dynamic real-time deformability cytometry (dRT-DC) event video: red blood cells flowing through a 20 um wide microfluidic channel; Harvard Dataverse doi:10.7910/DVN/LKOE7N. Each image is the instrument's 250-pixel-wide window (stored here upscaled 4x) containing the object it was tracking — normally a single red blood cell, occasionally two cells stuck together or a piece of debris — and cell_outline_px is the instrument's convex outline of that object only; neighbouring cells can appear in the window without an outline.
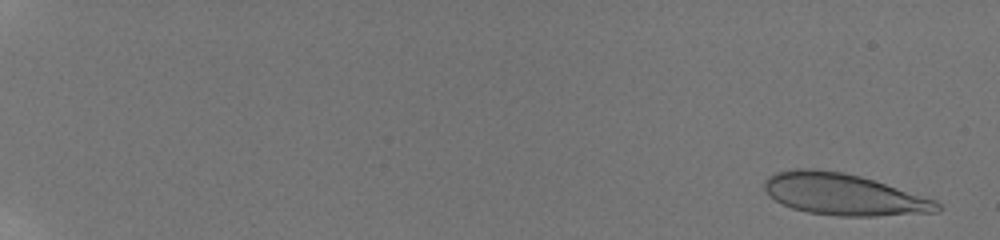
{"species": "human", "species_latin": "Homo sapiens", "temperature_condition": "room temperature", "stored_images_in_passage": 15, "camera_frame_rate_fps": 3000, "um_per_image_px": 0.085, "donor": {"sex": "male"}, "frame": {"image": 1, "passage_image": 2, "time_ms": 0.667, "image_size_px": [1000, 240], "cell_outline_px": [[944, 208], [940, 212], [876, 216], [840, 216], [808, 212], [792, 208], [768, 196], [764, 188], [764, 180], [768, 176], [776, 172], [792, 168], [816, 168], [844, 172], [860, 176], [936, 200]], "centroid_in_image_um": [71.7, 16.52], "position_along_channel_um": 13.3, "area_um2": 42.02}}
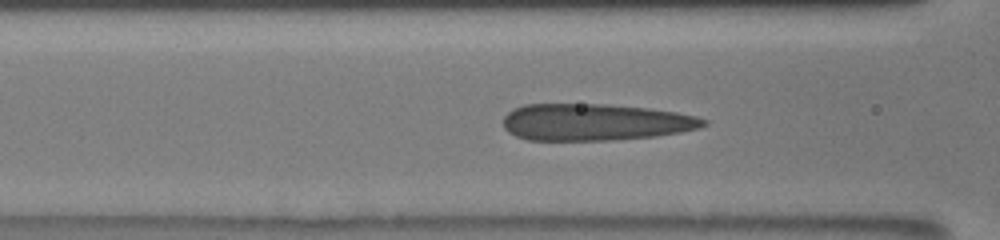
{"frame": {"image": 2, "passage_image": 12, "time_ms": 9.0, "image_size_px": [1000, 240], "cell_outline_px": [[708, 124], [700, 128], [680, 132], [656, 136], [612, 140], [528, 140], [516, 136], [508, 132], [504, 128], [504, 116], [512, 108], [524, 104], [604, 104], [648, 108], [676, 112], [696, 116], [708, 120]], "centroid_in_image_um": [50.58, 10.38], "position_along_channel_um": 116.0, "area_um2": 43.18}}
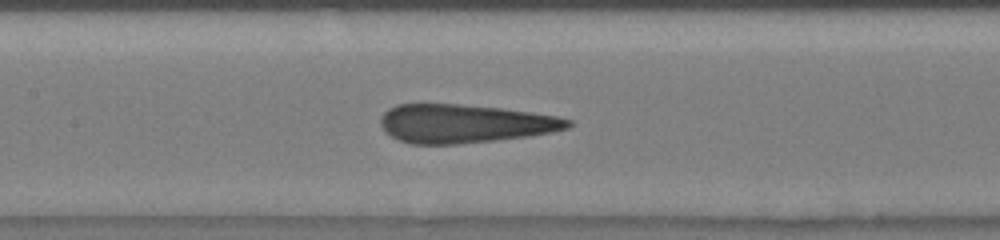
{"frame": {"image": 3, "passage_image": 15, "time_ms": 10.333, "image_size_px": [1000, 240], "cell_outline_px": [[576, 124], [568, 128], [552, 132], [528, 136], [456, 144], [408, 144], [396, 140], [384, 132], [380, 124], [380, 120], [384, 112], [388, 108], [396, 104], [456, 104], [500, 108], [532, 112], [556, 116], [572, 120]], "centroid_in_image_um": [39.46, 10.51], "position_along_channel_um": 167.9, "area_um2": 42.31}}